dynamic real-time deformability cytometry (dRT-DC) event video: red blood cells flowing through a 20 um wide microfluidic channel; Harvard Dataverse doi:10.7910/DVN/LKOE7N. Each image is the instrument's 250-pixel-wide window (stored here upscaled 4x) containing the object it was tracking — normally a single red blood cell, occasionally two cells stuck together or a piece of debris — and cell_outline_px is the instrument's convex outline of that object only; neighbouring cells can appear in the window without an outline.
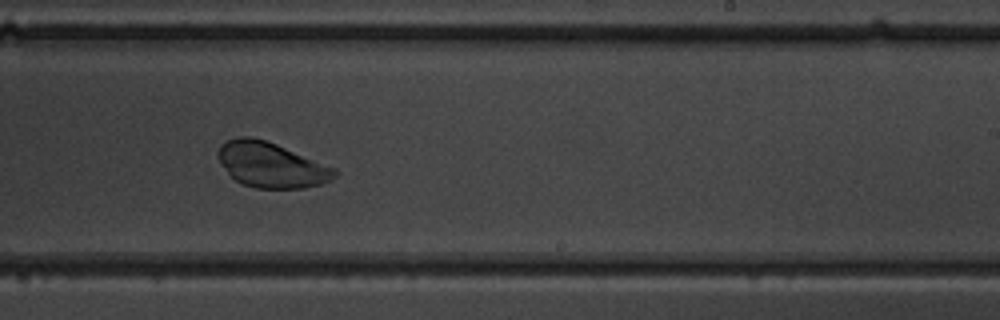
{"species": "common noctule bat (a hibernating species)", "species_latin": "Nyctalus noctula", "temperature_condition": "warm", "stored_images_in_passage": 35, "camera_frame_rate_fps": 3000, "um_per_image_px": 0.085, "animal": {"sex": "male", "body_mass_g": 19.5, "forearm_length_mm": 54.6}, "frame": {"image": 1, "passage_image": 16, "time_ms": 5.0, "image_size_px": [1000, 320], "cell_outline_px": [[336, 176], [320, 184], [304, 188], [256, 188], [244, 184], [236, 180], [220, 164], [216, 156], [216, 152], [220, 144], [236, 136], [252, 136], [276, 144], [336, 168]], "centroid_in_image_um": [23.0, 14.0], "position_along_channel_um": 266.0, "area_um2": 30.58}}